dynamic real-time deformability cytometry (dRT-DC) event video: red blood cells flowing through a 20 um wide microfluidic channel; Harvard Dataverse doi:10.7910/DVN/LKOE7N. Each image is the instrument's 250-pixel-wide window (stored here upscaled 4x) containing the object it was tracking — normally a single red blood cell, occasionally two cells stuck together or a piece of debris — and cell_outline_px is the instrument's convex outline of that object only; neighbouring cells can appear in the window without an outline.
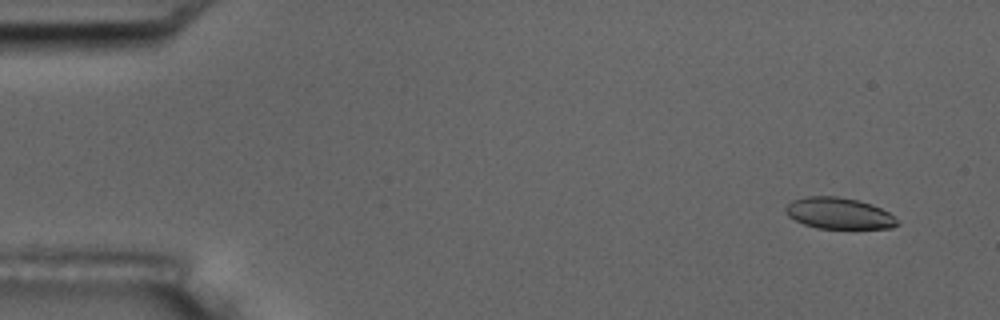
{"species": "common noctule bat (a hibernating species)", "species_latin": "Nyctalus noctula", "temperature_condition": "room temperature", "stored_images_in_passage": 5, "camera_frame_rate_fps": 3000, "um_per_image_px": 0.085, "animal": {"sex": "male", "body_mass_g": 17.5, "forearm_length_mm": 52.3}, "frame": {"image": 1, "passage_image": 1, "time_ms": 0.0, "image_size_px": [1000, 320], "cell_outline_px": [[900, 224], [892, 228], [816, 228], [804, 224], [788, 216], [784, 212], [784, 208], [792, 200], [808, 196], [836, 196], [856, 200], [872, 204], [888, 212]], "centroid_in_image_um": [71.27, 18.13], "position_along_channel_um": 13.7, "area_um2": 20.23}}
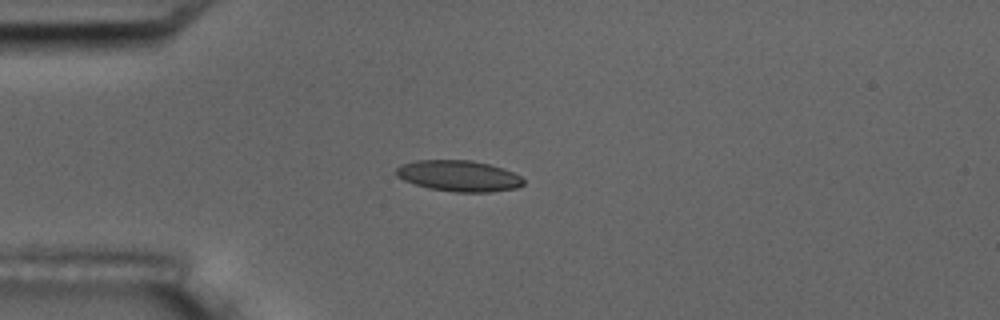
{"frame": {"image": 2, "passage_image": 4, "time_ms": 3.667, "image_size_px": [1000, 320], "cell_outline_px": [[524, 184], [516, 188], [488, 192], [456, 192], [428, 188], [404, 180], [396, 176], [396, 168], [400, 164], [416, 160], [472, 160], [488, 164], [512, 172], [520, 176], [524, 180]], "centroid_in_image_um": [38.97, 14.95], "position_along_channel_um": 46.0, "area_um2": 22.89}}